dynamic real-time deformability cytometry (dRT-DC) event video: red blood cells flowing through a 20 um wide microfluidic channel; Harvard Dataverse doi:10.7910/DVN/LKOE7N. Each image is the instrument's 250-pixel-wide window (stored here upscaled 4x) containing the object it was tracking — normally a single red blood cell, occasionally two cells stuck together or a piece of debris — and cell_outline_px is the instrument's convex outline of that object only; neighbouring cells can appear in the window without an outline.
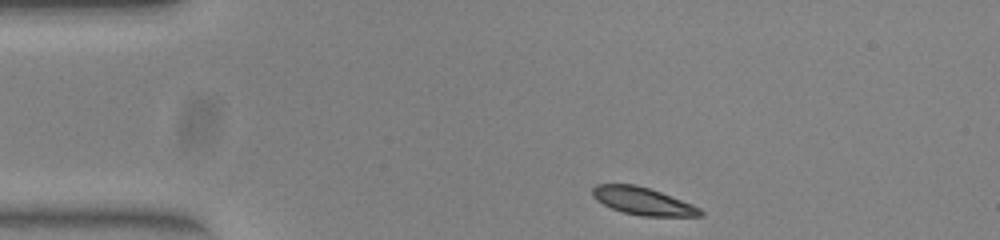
{"species": "common noctule bat (a hibernating species)", "species_latin": "Nyctalus noctula", "temperature_condition": "warm", "stored_images_in_passage": 44, "camera_frame_rate_fps": 3000, "um_per_image_px": 0.085, "animal": {"sex": "female", "body_mass_g": 23.0, "forearm_length_mm": 53.4}, "frame": {"image": 1, "passage_image": 1, "time_ms": 0.0, "image_size_px": [1000, 240], "cell_outline_px": [[704, 216], [640, 216], [624, 212], [612, 208], [596, 200], [592, 196], [592, 188], [596, 184], [636, 184], [660, 192], [692, 204], [700, 208], [704, 212]], "centroid_in_image_um": [54.64, 17.09], "position_along_channel_um": 30.4, "area_um2": 17.22}}
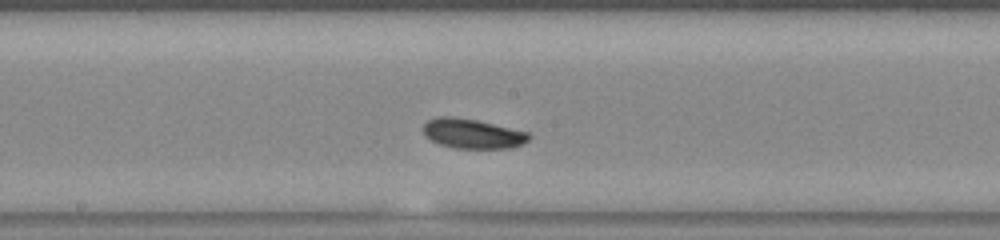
{"frame": {"image": 2, "passage_image": 19, "time_ms": 6.0, "image_size_px": [1000, 240], "cell_outline_px": [[532, 136], [528, 140], [512, 148], [452, 148], [440, 144], [424, 136], [424, 124], [428, 120], [436, 116], [452, 116], [476, 120], [528, 132]], "centroid_in_image_um": [40.14, 11.36], "position_along_channel_um": 208.1, "area_um2": 18.21}}
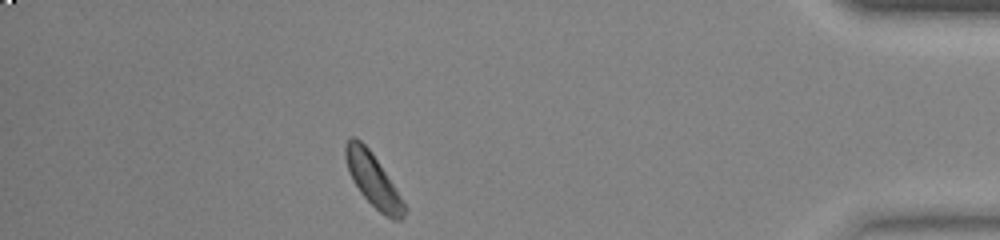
{"frame": {"image": 3, "passage_image": 38, "time_ms": 12.333, "image_size_px": [1000, 240], "cell_outline_px": [[408, 208], [404, 216], [400, 220], [392, 220], [384, 216], [360, 192], [352, 180], [348, 172], [344, 156], [344, 144], [352, 136], [356, 136], [372, 152]], "centroid_in_image_um": [31.69, 15.3], "position_along_channel_um": 403.5, "area_um2": 18.21}, "authors_computed_cell_mechanics": {"area_um2": 17.918, "velocity_mm_per_s": 3.8482, "shape_relaxation_time_tau1_ms": 1.6209, "shape_relaxation_time_tau2_ms": 5.4365, "deformation_change_tau1": 0.0788, "deformation_change_tau2": 0.1135}}